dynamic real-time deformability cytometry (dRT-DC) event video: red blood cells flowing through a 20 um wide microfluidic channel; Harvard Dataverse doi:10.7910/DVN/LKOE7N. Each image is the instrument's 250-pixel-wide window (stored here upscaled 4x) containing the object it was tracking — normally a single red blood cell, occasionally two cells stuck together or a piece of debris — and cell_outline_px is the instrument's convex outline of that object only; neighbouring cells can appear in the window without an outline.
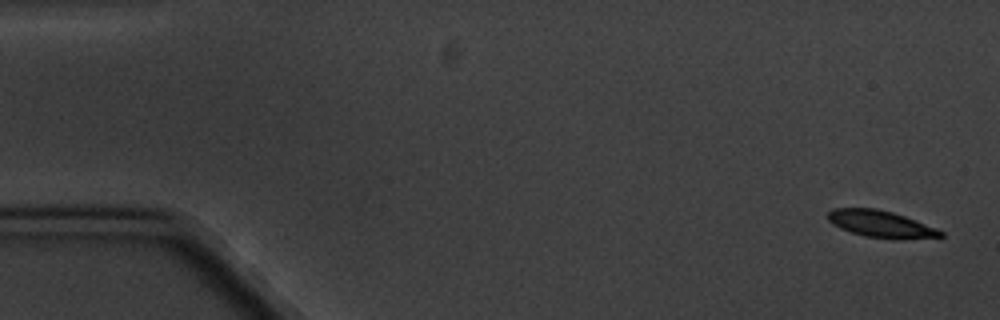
{"species": "common noctule bat (a hibernating species)", "species_latin": "Nyctalus noctula", "temperature_condition": "cold", "stored_images_in_passage": 4, "camera_frame_rate_fps": 3000, "um_per_image_px": 0.085, "animal": {"sex": "male", "body_mass_g": 20.1, "forearm_length_mm": 53.5}, "frame": {"image": 1, "passage_image": 1, "time_ms": 0.0, "image_size_px": [1000, 320], "cell_outline_px": [[944, 236], [940, 240], [896, 240], [864, 236], [840, 228], [832, 224], [828, 220], [828, 212], [832, 208], [876, 208], [892, 212], [904, 216], [936, 228], [944, 232]], "centroid_in_image_um": [74.99, 19.09], "position_along_channel_um": 10.0, "area_um2": 18.26}}